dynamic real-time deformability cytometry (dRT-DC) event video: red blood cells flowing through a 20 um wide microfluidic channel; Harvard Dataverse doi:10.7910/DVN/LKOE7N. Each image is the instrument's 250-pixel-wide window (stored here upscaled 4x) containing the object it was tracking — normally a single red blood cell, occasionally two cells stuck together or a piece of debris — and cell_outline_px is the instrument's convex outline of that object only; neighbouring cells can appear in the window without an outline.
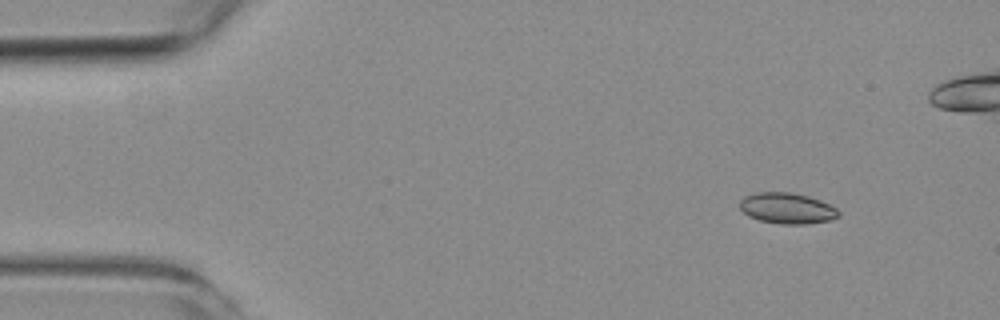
{"species": "common noctule bat (a hibernating species)", "species_latin": "Nyctalus noctula", "temperature_condition": "room temperature", "stored_images_in_passage": 6, "camera_frame_rate_fps": 3000, "um_per_image_px": 0.085, "animal": {"sex": "female", "body_mass_g": 19.3, "forearm_length_mm": 54.1}, "frame": {"image": 1, "passage_image": 2, "time_ms": 1.333, "image_size_px": [1000, 320], "cell_outline_px": [[840, 216], [828, 220], [804, 224], [784, 224], [760, 220], [748, 216], [740, 208], [740, 200], [744, 196], [756, 192], [792, 192], [808, 196], [820, 200], [836, 208], [840, 212]], "centroid_in_image_um": [66.89, 17.69], "position_along_channel_um": 18.1, "area_um2": 17.69}}